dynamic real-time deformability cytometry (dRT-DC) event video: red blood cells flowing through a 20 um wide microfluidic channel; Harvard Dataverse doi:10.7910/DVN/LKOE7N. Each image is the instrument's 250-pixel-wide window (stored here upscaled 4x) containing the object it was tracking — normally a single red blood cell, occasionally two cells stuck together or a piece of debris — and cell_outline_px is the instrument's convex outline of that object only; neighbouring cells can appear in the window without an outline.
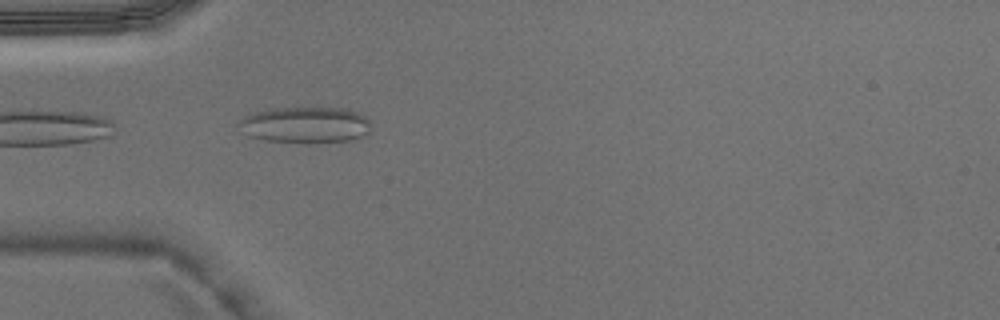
{"species": "Egyptian fruit bat (a non-hibernating species)", "species_latin": "Rousettus aegyptiacus", "temperature_condition": "warm", "stored_images_in_passage": 3, "camera_frame_rate_fps": 3000, "um_per_image_px": 0.085, "animal": {"sex": "male"}, "frame": {"image": 1, "passage_image": 3, "time_ms": 0.667, "image_size_px": [1000, 320], "cell_outline_px": [[368, 132], [352, 140], [316, 144], [304, 144], [264, 140], [248, 136], [236, 124], [236, 120], [252, 112], [268, 108], [348, 108], [364, 116], [368, 120]], "centroid_in_image_um": [25.87, 10.63], "position_along_channel_um": 59.1, "area_um2": 28.5}}